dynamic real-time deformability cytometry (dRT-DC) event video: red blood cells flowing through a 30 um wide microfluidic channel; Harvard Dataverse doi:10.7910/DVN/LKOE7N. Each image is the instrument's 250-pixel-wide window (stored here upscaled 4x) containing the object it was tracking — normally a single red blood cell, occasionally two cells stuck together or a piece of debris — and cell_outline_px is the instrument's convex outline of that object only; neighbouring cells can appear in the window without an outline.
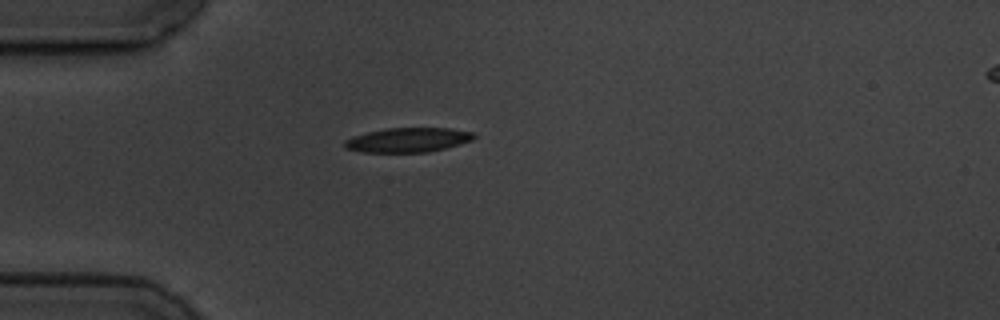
{"species": "common noctule bat (a hibernating species)", "species_latin": "Nyctalus noctula", "temperature_condition": "cold", "stored_images_in_passage": 2, "camera_frame_rate_fps": 3000, "um_per_image_px": 0.085, "animal": {"sex": "male", "body_mass_g": 19.5, "forearm_length_mm": 54.6}, "frame": {"image": 1, "passage_image": 1, "time_ms": 0.0, "image_size_px": [1000, 320], "cell_outline_px": [[476, 136], [472, 140], [460, 144], [428, 152], [364, 152], [344, 148], [344, 140], [352, 136], [368, 132], [388, 128], [452, 128], [476, 132]], "centroid_in_image_um": [34.7, 11.89], "position_along_channel_um": 50.3, "area_um2": 18.5}}